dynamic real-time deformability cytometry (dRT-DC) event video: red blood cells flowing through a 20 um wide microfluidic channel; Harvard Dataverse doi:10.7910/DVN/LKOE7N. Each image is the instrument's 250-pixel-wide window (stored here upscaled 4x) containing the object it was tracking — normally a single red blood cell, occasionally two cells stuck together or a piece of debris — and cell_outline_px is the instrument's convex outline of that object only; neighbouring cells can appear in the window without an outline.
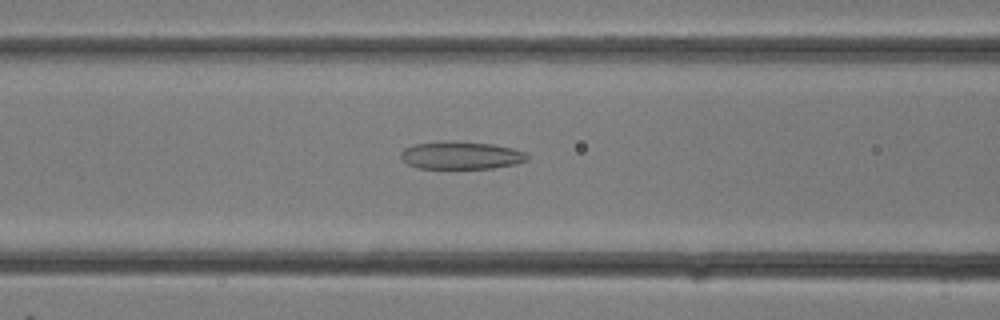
{"species": "common noctule bat (a hibernating species)", "species_latin": "Nyctalus noctula", "temperature_condition": "room temperature", "stored_images_in_passage": 13, "camera_frame_rate_fps": 3000, "um_per_image_px": 0.085, "animal": {"sex": "female"}, "frame": {"image": 1, "passage_image": 11, "time_ms": 3.333, "image_size_px": [1000, 320], "cell_outline_px": [[528, 160], [516, 164], [492, 168], [416, 168], [408, 164], [400, 156], [400, 152], [404, 148], [412, 144], [492, 144], [512, 148], [528, 152]], "centroid_in_image_um": [39.24, 13.26], "position_along_channel_um": 127.4, "area_um2": 19.48}}
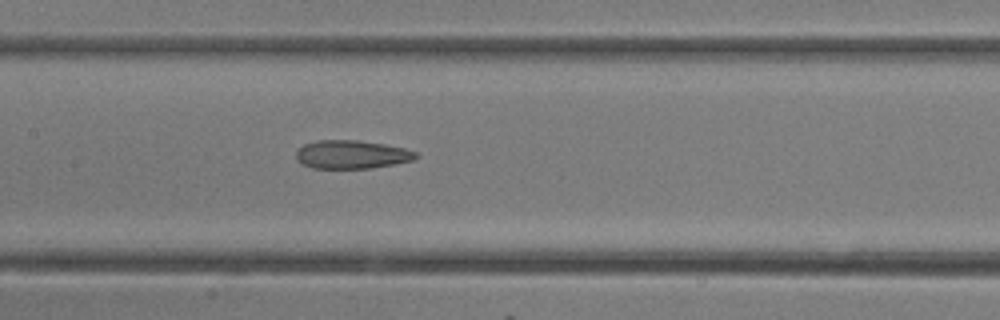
{"frame": {"image": 2, "passage_image": 13, "time_ms": 4.0, "image_size_px": [1000, 320], "cell_outline_px": [[420, 156], [416, 160], [396, 164], [372, 168], [312, 168], [300, 164], [296, 160], [296, 152], [304, 144], [316, 140], [356, 140], [384, 144], [404, 148], [416, 152]], "centroid_in_image_um": [29.91, 13.14], "position_along_channel_um": 177.5, "area_um2": 20.06}}